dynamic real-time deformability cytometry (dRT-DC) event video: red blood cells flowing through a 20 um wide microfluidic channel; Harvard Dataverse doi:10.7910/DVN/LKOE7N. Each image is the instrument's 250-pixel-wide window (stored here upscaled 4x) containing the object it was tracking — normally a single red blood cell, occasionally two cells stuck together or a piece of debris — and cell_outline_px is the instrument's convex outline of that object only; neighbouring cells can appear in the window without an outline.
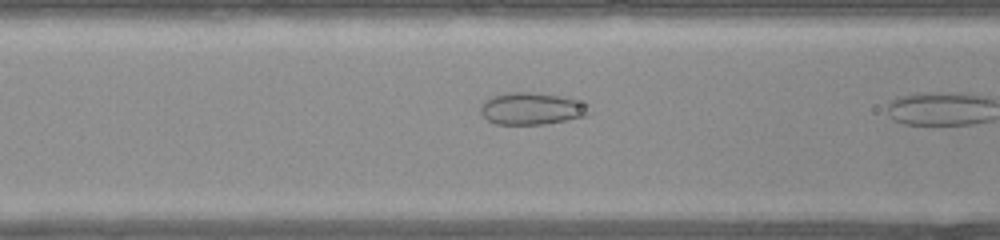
{"species": "common noctule bat (a hibernating species)", "species_latin": "Nyctalus noctula", "temperature_condition": "warm", "stored_images_in_passage": 5, "camera_frame_rate_fps": 3000, "um_per_image_px": 0.085, "animal": {"sex": "female", "body_mass_g": 22.0, "forearm_length_mm": 56.7}, "frame": {"image": 1, "passage_image": 4, "time_ms": 1.0, "image_size_px": [1000, 240], "cell_outline_px": [[592, 112], [584, 116], [544, 124], [496, 124], [488, 120], [480, 112], [480, 108], [492, 96], [508, 92], [528, 92], [556, 96], [572, 100], [580, 104]], "centroid_in_image_um": [45.1, 9.25], "position_along_channel_um": 121.5, "area_um2": 19.42}}